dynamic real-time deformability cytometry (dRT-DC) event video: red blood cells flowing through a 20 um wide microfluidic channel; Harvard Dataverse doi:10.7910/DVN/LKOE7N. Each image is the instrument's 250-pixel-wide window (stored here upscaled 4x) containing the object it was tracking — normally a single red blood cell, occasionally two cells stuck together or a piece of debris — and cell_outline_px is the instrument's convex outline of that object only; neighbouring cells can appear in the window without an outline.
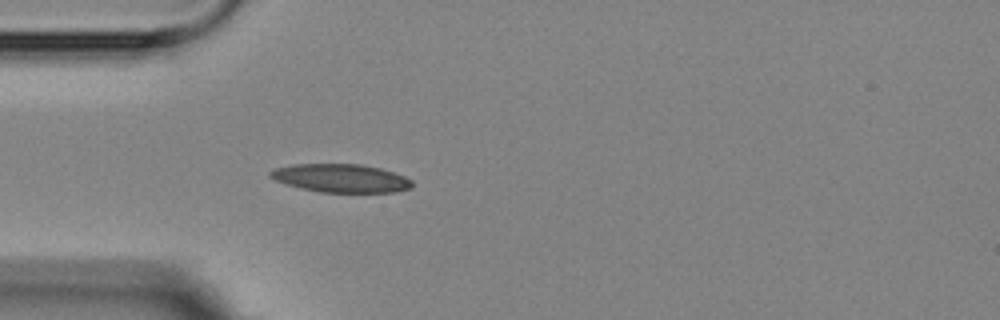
{"species": "Egyptian fruit bat (a non-hibernating species)", "species_latin": "Rousettus aegyptiacus", "temperature_condition": "room temperature", "stored_images_in_passage": 1, "camera_frame_rate_fps": 3000, "um_per_image_px": 0.085, "animal": {"sex": "female"}, "frame": {"image": 1, "passage_image": 1, "time_ms": 0.0, "image_size_px": [1000, 320], "cell_outline_px": [[412, 188], [396, 192], [320, 192], [284, 184], [268, 176], [268, 172], [276, 168], [292, 164], [360, 164], [380, 168], [404, 176], [412, 180]], "centroid_in_image_um": [28.97, 15.14], "position_along_channel_um": 56.0, "area_um2": 23.41}}